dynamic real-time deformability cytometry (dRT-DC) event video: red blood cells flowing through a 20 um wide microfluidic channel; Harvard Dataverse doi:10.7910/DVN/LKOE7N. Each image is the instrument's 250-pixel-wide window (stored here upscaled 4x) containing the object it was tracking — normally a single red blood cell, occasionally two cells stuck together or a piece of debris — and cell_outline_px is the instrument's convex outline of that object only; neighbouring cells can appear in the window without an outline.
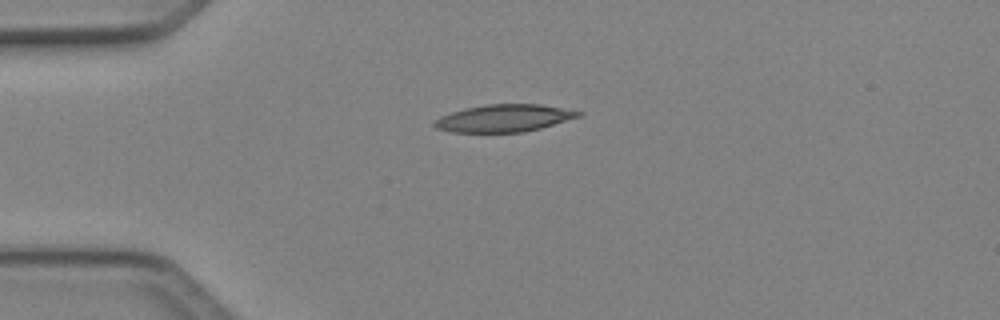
{"species": "Egyptian fruit bat (a non-hibernating species)", "species_latin": "Rousettus aegyptiacus", "temperature_condition": "cold", "stored_images_in_passage": 3, "camera_frame_rate_fps": 3000, "um_per_image_px": 0.085, "animal": {"sex": "female"}, "frame": {"image": 1, "passage_image": 1, "time_ms": 0.0, "image_size_px": [1000, 320], "cell_outline_px": [[584, 112], [580, 116], [540, 128], [524, 132], [452, 132], [436, 128], [432, 124], [432, 120], [440, 116], [464, 108], [484, 104], [540, 104]], "centroid_in_image_um": [42.79, 10.04], "position_along_channel_um": 42.2, "area_um2": 22.95}}
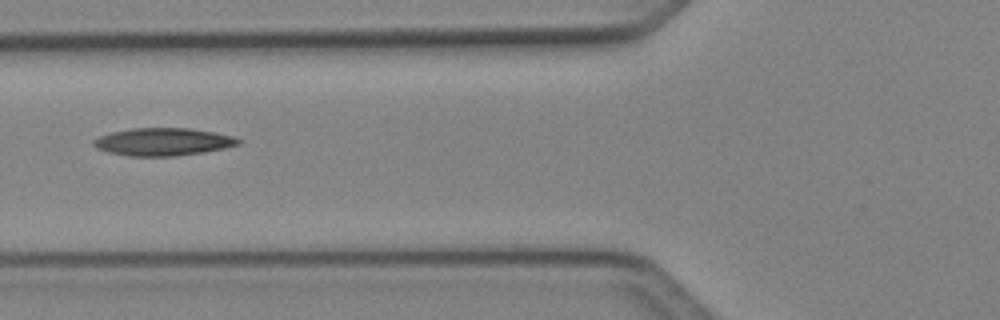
{"frame": {"image": 2, "passage_image": 3, "time_ms": 0.667, "image_size_px": [1000, 320], "cell_outline_px": [[244, 140], [240, 144], [224, 148], [204, 152], [176, 156], [128, 156], [108, 152], [96, 148], [92, 144], [92, 140], [100, 136], [112, 132], [132, 128], [188, 128], [236, 136]], "centroid_in_image_um": [13.88, 12.05], "position_along_channel_um": 111.9, "area_um2": 23.47}}